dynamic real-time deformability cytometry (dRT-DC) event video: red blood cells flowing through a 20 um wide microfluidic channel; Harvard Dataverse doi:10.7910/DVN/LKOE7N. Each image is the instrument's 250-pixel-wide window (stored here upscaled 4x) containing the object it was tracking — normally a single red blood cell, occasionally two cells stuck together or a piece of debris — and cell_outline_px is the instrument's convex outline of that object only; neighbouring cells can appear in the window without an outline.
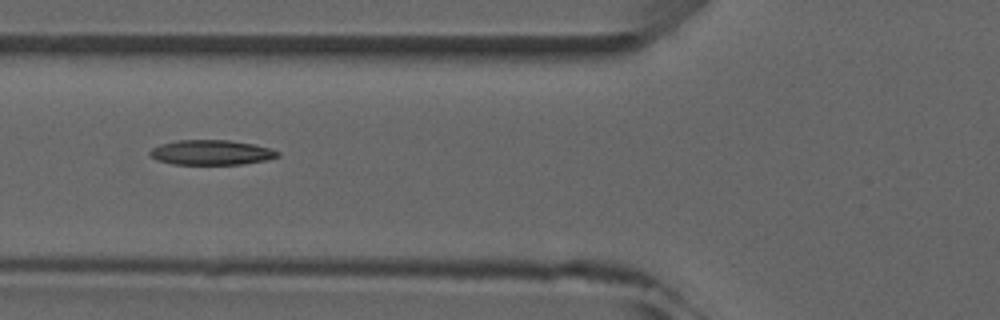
{"species": "common noctule bat (a hibernating species)", "species_latin": "Nyctalus noctula", "temperature_condition": "room temperature", "stored_images_in_passage": 5, "camera_frame_rate_fps": 3000, "um_per_image_px": 0.085, "animal": {"sex": "male", "forearm_length_mm": 52.5}, "frame": {"image": 1, "passage_image": 5, "time_ms": 5.333, "image_size_px": [1000, 320], "cell_outline_px": [[280, 156], [268, 160], [244, 164], [172, 164], [156, 160], [148, 152], [152, 148], [160, 144], [176, 140], [228, 140], [252, 144], [268, 148], [280, 152]], "centroid_in_image_um": [17.95, 12.96], "position_along_channel_um": 107.8, "area_um2": 18.55}}